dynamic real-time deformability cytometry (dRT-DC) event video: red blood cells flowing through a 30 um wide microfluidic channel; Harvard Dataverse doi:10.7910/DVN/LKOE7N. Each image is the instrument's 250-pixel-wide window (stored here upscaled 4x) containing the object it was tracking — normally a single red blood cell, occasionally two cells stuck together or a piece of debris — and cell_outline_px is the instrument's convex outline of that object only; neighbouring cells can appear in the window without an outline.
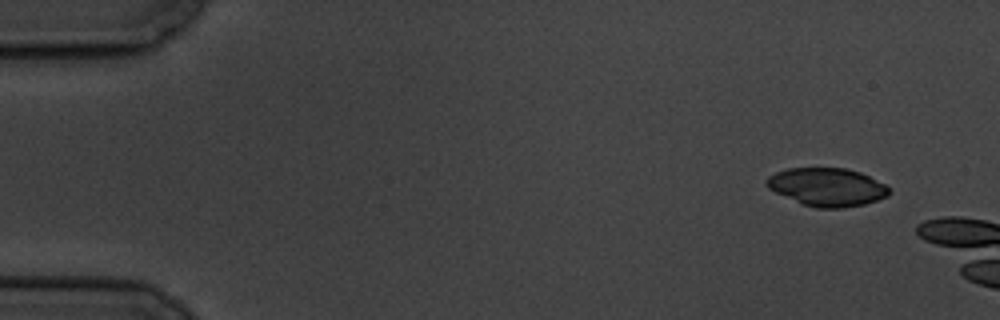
{"species": "common noctule bat (a hibernating species)", "species_latin": "Nyctalus noctula", "temperature_condition": "cold", "stored_images_in_passage": 3, "camera_frame_rate_fps": 3000, "um_per_image_px": 0.085, "animal": {"sex": "male", "body_mass_g": 19.5, "forearm_length_mm": 54.6}, "frame": {"image": 1, "passage_image": 1, "time_ms": 0.0, "image_size_px": [1000, 320], "cell_outline_px": [[892, 192], [888, 196], [864, 204], [844, 208], [816, 208], [800, 204], [768, 188], [764, 184], [764, 180], [768, 176], [776, 172], [788, 168], [844, 168], [860, 172], [892, 188]], "centroid_in_image_um": [70.29, 15.9], "position_along_channel_um": 14.7, "area_um2": 27.46}}